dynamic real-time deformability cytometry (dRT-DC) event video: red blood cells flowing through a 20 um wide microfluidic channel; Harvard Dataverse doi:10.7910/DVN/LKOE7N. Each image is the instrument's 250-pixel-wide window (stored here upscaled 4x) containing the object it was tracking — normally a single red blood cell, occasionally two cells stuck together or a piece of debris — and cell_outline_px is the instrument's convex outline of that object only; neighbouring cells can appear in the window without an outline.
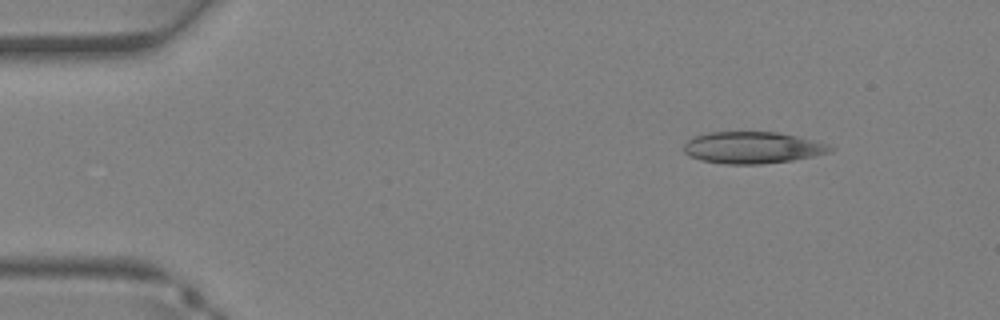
{"species": "Egyptian fruit bat (a non-hibernating species)", "species_latin": "Rousettus aegyptiacus", "temperature_condition": "warm", "stored_images_in_passage": 33, "camera_frame_rate_fps": 3000, "um_per_image_px": 0.085, "animal": {"sex": "female"}, "frame": {"image": 1, "passage_image": 1, "time_ms": 0.0, "image_size_px": [1000, 320], "cell_outline_px": [[836, 148], [832, 152], [792, 160], [760, 164], [728, 164], [700, 160], [688, 156], [684, 152], [684, 144], [688, 140], [696, 136], [708, 132], [776, 132], [796, 136], [828, 144]], "centroid_in_image_um": [63.96, 12.55], "position_along_channel_um": 21.0, "area_um2": 26.99}}
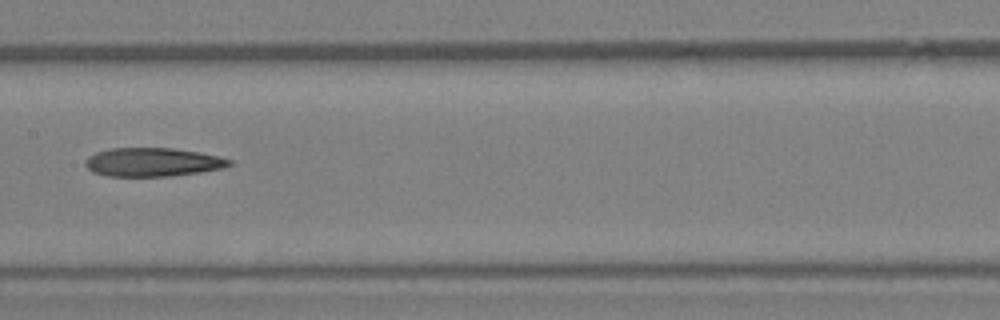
{"frame": {"image": 2, "passage_image": 15, "time_ms": 4.667, "image_size_px": [1000, 320], "cell_outline_px": [[232, 164], [224, 168], [200, 172], [172, 176], [108, 176], [92, 172], [84, 164], [84, 160], [88, 156], [96, 152], [108, 148], [172, 148], [200, 152], [220, 156], [232, 160]], "centroid_in_image_um": [12.98, 13.78], "position_along_channel_um": 194.4, "area_um2": 24.28}}
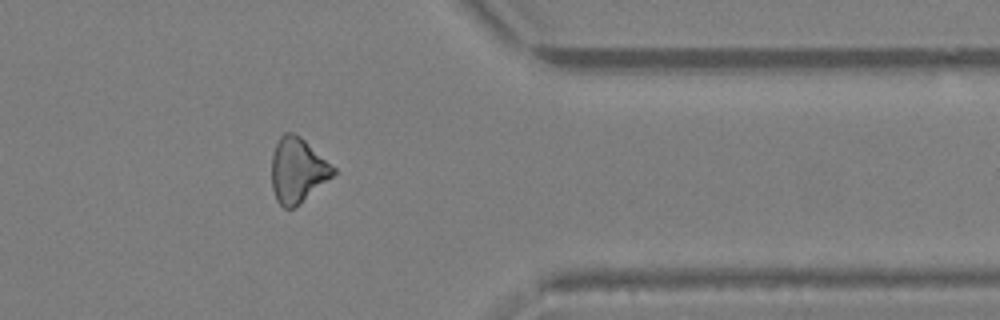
{"frame": {"image": 3, "passage_image": 26, "time_ms": 8.333, "image_size_px": [1000, 320], "cell_outline_px": [[336, 172], [332, 176], [300, 204], [292, 208], [284, 208], [276, 200], [272, 188], [272, 156], [276, 144], [280, 136], [284, 132], [292, 132], [300, 136], [336, 168]], "centroid_in_image_um": [25.28, 14.47], "position_along_channel_um": 386.1, "area_um2": 23.12}}